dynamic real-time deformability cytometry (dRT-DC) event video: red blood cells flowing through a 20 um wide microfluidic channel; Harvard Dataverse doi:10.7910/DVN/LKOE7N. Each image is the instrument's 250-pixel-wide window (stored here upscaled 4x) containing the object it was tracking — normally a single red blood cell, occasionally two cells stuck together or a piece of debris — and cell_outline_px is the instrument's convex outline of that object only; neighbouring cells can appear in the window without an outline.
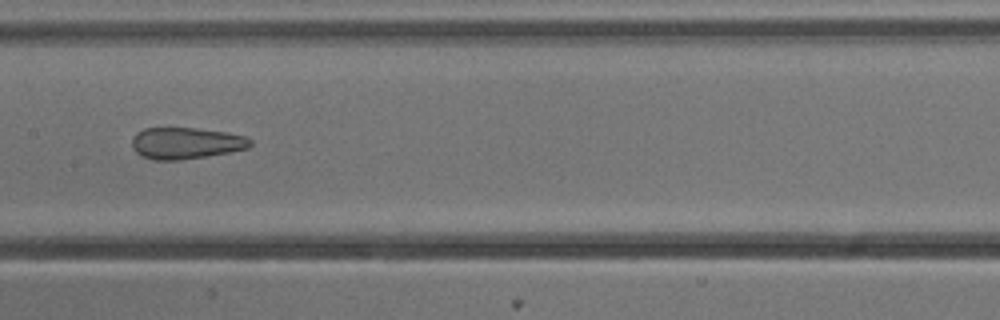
{"species": "common noctule bat (a hibernating species)", "species_latin": "Nyctalus noctula", "temperature_condition": "cold", "stored_images_in_passage": 9, "camera_frame_rate_fps": 3000, "um_per_image_px": 0.085, "animal": {"sex": "male", "body_mass_g": 13.3}, "frame": {"image": 1, "passage_image": 7, "time_ms": 2.0, "image_size_px": [1000, 320], "cell_outline_px": [[252, 144], [248, 148], [228, 152], [180, 160], [152, 160], [140, 156], [132, 148], [132, 140], [136, 132], [144, 128], [196, 128], [228, 132], [244, 136], [252, 140]], "centroid_in_image_um": [15.77, 12.16], "position_along_channel_um": 191.6, "area_um2": 21.79}}
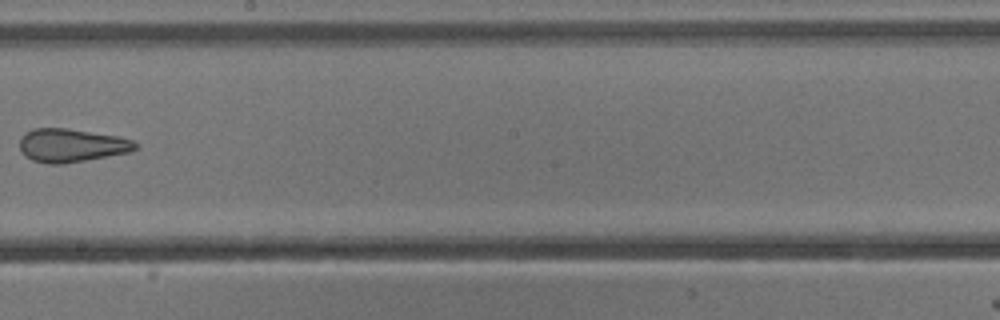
{"frame": {"image": 2, "passage_image": 8, "time_ms": 2.333, "image_size_px": [1000, 320], "cell_outline_px": [[136, 148], [128, 152], [64, 164], [48, 164], [32, 160], [20, 148], [20, 136], [24, 132], [32, 128], [68, 128], [116, 136], [132, 140], [136, 144]], "centroid_in_image_um": [6.02, 12.34], "position_along_channel_um": 242.2, "area_um2": 22.25}}
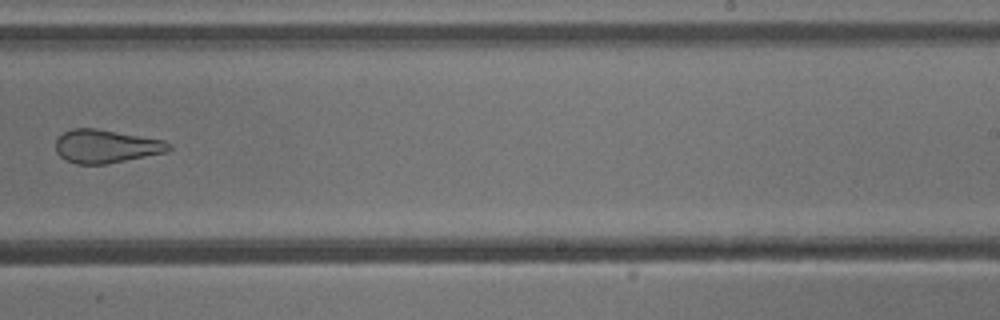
{"frame": {"image": 3, "passage_image": 9, "time_ms": 2.667, "image_size_px": [1000, 320], "cell_outline_px": [[172, 148], [168, 152], [108, 164], [76, 164], [60, 156], [56, 152], [56, 140], [64, 132], [72, 128], [96, 128], [164, 140], [172, 144]], "centroid_in_image_um": [9.05, 12.44], "position_along_channel_um": 279.9, "area_um2": 22.08}}